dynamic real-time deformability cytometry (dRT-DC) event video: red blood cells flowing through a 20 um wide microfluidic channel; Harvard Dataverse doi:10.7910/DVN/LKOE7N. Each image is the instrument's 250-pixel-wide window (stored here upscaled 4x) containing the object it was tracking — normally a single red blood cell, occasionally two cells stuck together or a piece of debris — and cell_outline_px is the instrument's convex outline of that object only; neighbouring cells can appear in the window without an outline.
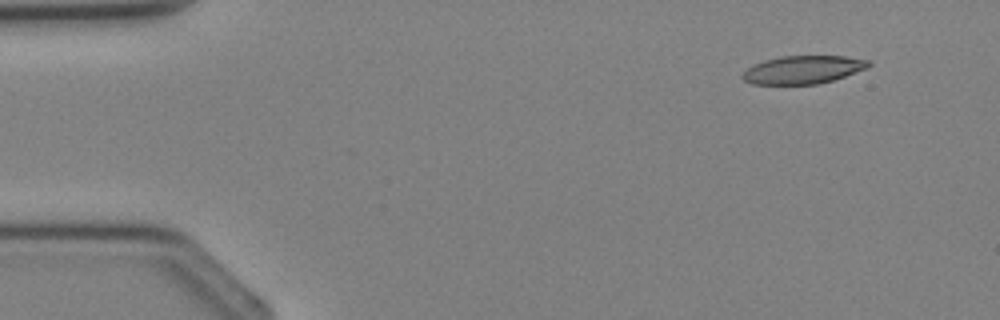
{"species": "Egyptian fruit bat (a non-hibernating species)", "species_latin": "Rousettus aegyptiacus", "temperature_condition": "cold", "stored_images_in_passage": 4, "segment_of_instrument_passage": [1, 2], "camera_frame_rate_fps": 3000, "um_per_image_px": 0.085, "animal": {"sex": "female"}, "frame": {"image": 1, "passage_image": 1, "time_ms": 0.0, "image_size_px": [1000, 320], "cell_outline_px": [[872, 64], [868, 68], [820, 84], [752, 84], [744, 80], [740, 76], [752, 64], [764, 60], [780, 56], [844, 56], [868, 60]], "centroid_in_image_um": [68.24, 5.92], "position_along_channel_um": 16.8, "area_um2": 20.63}}
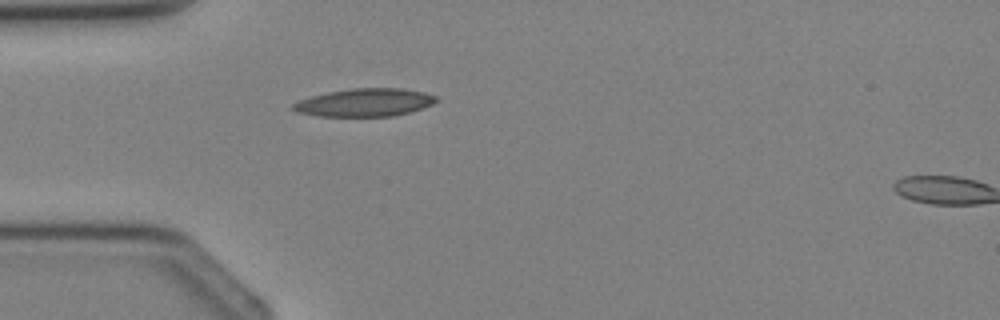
{"frame": {"image": 2, "passage_image": 3, "time_ms": 2.333, "image_size_px": [1000, 320], "cell_outline_px": [[440, 100], [424, 108], [392, 116], [320, 116], [296, 112], [292, 108], [292, 104], [300, 100], [312, 96], [328, 92], [352, 88], [400, 88], [424, 92], [436, 96]], "centroid_in_image_um": [31.03, 8.71], "position_along_channel_um": 54.0, "area_um2": 23.24}}